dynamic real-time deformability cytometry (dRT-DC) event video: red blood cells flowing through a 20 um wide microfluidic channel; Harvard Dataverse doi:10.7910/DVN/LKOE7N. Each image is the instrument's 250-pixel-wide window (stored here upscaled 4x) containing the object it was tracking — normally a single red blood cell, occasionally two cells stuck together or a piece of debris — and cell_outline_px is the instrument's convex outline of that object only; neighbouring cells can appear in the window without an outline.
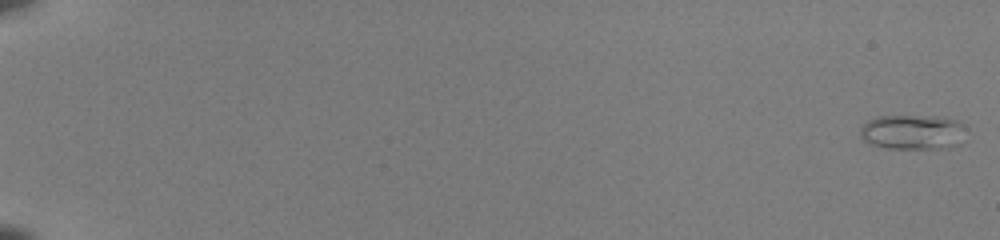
{"species": "common noctule bat (a hibernating species)", "species_latin": "Nyctalus noctula", "temperature_condition": "room temperature", "stored_images_in_passage": 52, "camera_frame_rate_fps": 3000, "um_per_image_px": 0.085, "animal": {"sex": "female", "body_mass_g": 22.0, "forearm_length_mm": 56.7}, "frame": {"image": 1, "passage_image": 1, "time_ms": 0.0, "image_size_px": [1000, 240], "cell_outline_px": [[960, 144], [948, 148], [888, 148], [872, 144], [864, 140], [860, 136], [860, 128], [868, 120], [880, 116], [944, 116], [956, 120], [960, 124]], "centroid_in_image_um": [77.51, 11.22], "position_along_channel_um": 7.5, "area_um2": 21.1}}
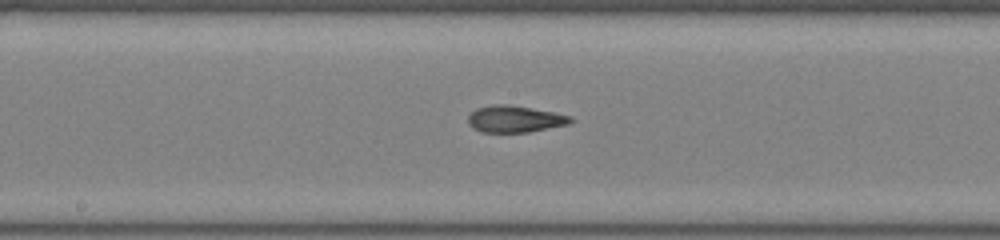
{"frame": {"image": 2, "passage_image": 31, "time_ms": 10.0, "image_size_px": [1000, 240], "cell_outline_px": [[576, 120], [568, 124], [528, 132], [480, 132], [472, 128], [468, 124], [468, 116], [476, 108], [496, 104], [508, 104], [556, 112], [572, 116]], "centroid_in_image_um": [43.78, 10.11], "position_along_channel_um": 204.4, "area_um2": 16.13}}
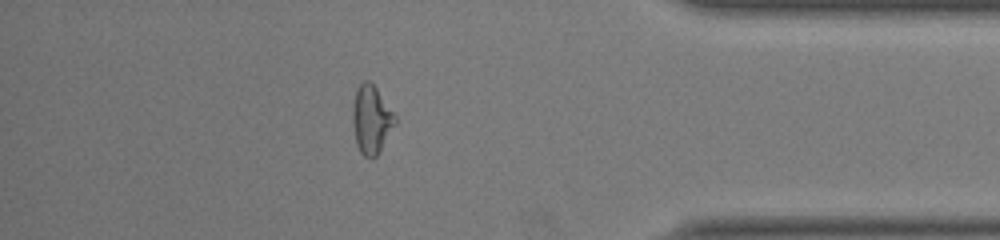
{"frame": {"image": 3, "passage_image": 47, "time_ms": 15.333, "image_size_px": [1000, 240], "cell_outline_px": [[396, 124], [380, 152], [372, 160], [364, 156], [360, 152], [356, 144], [352, 120], [352, 108], [356, 88], [364, 80], [368, 80], [376, 88], [396, 116]], "centroid_in_image_um": [31.56, 10.19], "position_along_channel_um": 403.6, "area_um2": 17.05}, "authors_computed_cell_mechanics": {"area_um2": 16.473, "velocity_mm_per_s": 4.1119, "shape_relaxation_time_tau1_ms": null, "shape_relaxation_time_tau2_ms": 1.4922, "deformation_change_tau1": null, "deformation_change_tau2": 0.0787}}